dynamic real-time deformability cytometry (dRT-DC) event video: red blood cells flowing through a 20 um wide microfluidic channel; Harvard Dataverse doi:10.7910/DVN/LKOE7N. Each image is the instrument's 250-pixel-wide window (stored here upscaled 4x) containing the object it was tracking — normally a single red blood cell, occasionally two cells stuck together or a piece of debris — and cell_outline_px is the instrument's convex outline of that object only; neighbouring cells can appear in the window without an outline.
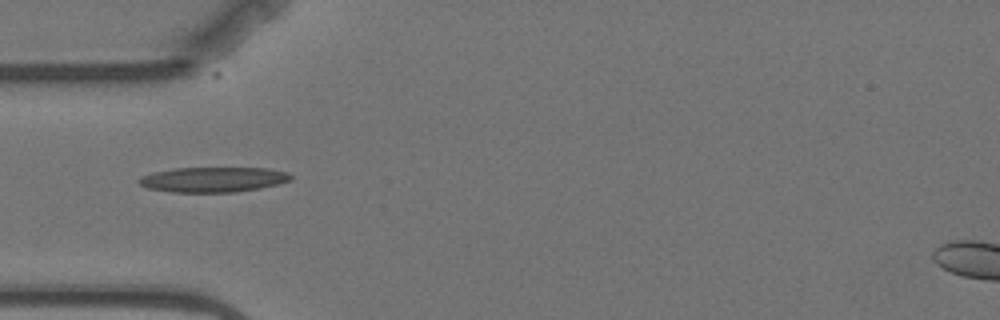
{"species": "Egyptian fruit bat (a non-hibernating species)", "species_latin": "Rousettus aegyptiacus", "temperature_condition": "warm", "stored_images_in_passage": 7, "camera_frame_rate_fps": 3000, "um_per_image_px": 0.085, "animal": {"sex": "female"}, "frame": {"image": 1, "passage_image": 2, "time_ms": 2.333, "image_size_px": [1000, 320], "cell_outline_px": [[292, 180], [260, 188], [232, 192], [172, 192], [148, 188], [140, 184], [136, 180], [140, 176], [152, 172], [176, 168], [268, 168], [288, 172], [292, 176]], "centroid_in_image_um": [18.1, 15.25], "position_along_channel_um": 66.9, "area_um2": 22.2}}
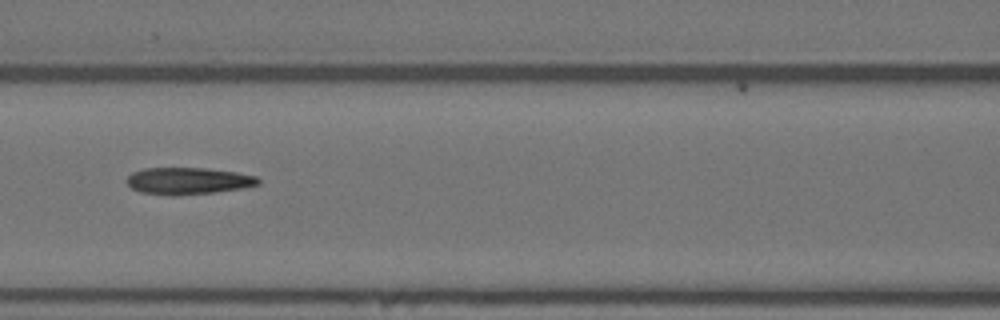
{"frame": {"image": 2, "passage_image": 4, "time_ms": 4.667, "image_size_px": [1000, 320], "cell_outline_px": [[260, 184], [244, 188], [212, 192], [172, 196], [140, 192], [132, 188], [124, 180], [132, 172], [144, 168], [208, 168], [236, 172], [256, 176], [260, 180]], "centroid_in_image_um": [15.97, 15.37], "position_along_channel_um": 150.6, "area_um2": 20.69}}
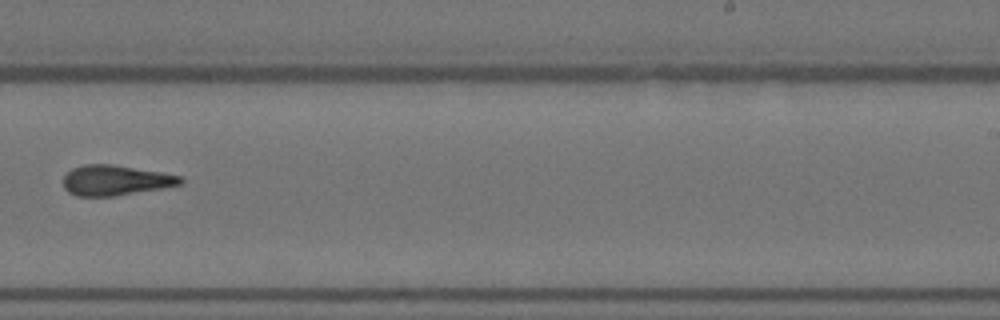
{"frame": {"image": 3, "passage_image": 7, "time_ms": 8.333, "image_size_px": [1000, 320], "cell_outline_px": [[184, 180], [180, 184], [160, 188], [112, 196], [76, 196], [68, 192], [64, 188], [64, 176], [72, 168], [84, 164], [112, 164], [160, 172], [180, 176]], "centroid_in_image_um": [9.76, 15.32], "position_along_channel_um": 279.2, "area_um2": 20.35}}